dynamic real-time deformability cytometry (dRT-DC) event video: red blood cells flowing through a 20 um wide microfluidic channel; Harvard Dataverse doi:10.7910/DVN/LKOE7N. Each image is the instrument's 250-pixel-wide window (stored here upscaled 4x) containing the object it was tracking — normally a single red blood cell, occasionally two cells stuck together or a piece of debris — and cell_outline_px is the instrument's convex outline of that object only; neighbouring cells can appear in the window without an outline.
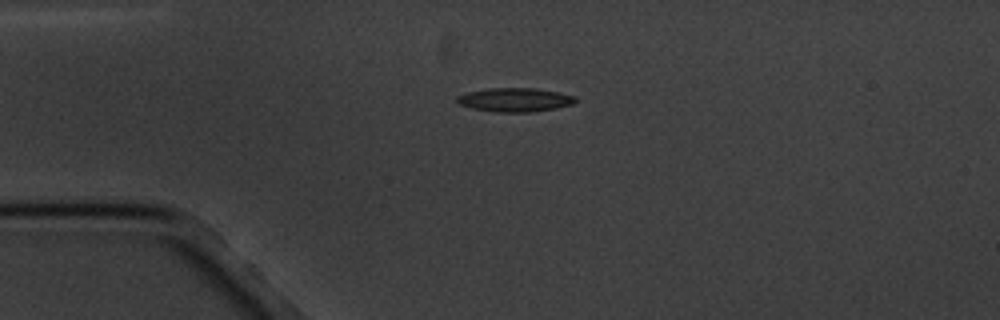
{"species": "common noctule bat (a hibernating species)", "species_latin": "Nyctalus noctula", "temperature_condition": "cold", "stored_images_in_passage": 2, "camera_frame_rate_fps": 3000, "um_per_image_px": 0.085, "animal": {"sex": "male", "body_mass_g": 20.1, "forearm_length_mm": 53.5}, "frame": {"image": 1, "passage_image": 1, "time_ms": 0.0, "image_size_px": [1000, 320], "cell_outline_px": [[576, 100], [572, 104], [556, 108], [532, 112], [496, 112], [472, 108], [460, 104], [456, 100], [456, 96], [468, 92], [488, 88], [536, 88], [576, 96]], "centroid_in_image_um": [43.76, 8.48], "position_along_channel_um": 41.2, "area_um2": 16.36}}